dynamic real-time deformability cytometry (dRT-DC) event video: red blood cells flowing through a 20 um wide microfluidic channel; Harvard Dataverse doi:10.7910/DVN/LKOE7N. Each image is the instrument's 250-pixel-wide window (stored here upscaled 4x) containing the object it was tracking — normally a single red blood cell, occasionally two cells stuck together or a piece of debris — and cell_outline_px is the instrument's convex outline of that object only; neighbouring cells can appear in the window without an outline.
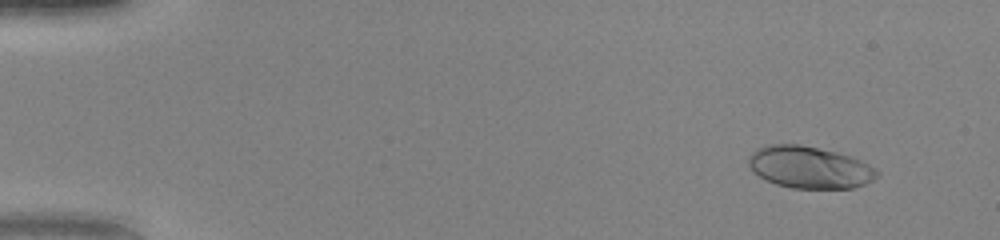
{"species": "human", "species_latin": "Homo sapiens", "temperature_condition": "warm", "stored_images_in_passage": 51, "camera_frame_rate_fps": 3000, "um_per_image_px": 0.085, "donor": {"sex": "female"}, "frame": {"image": 1, "passage_image": 5, "time_ms": 1.333, "image_size_px": [1000, 240], "cell_outline_px": [[880, 172], [872, 180], [864, 184], [852, 188], [792, 188], [776, 184], [752, 172], [748, 164], [748, 156], [756, 148], [772, 144], [800, 144], [836, 152], [860, 160], [876, 168]], "centroid_in_image_um": [68.78, 14.22], "position_along_channel_um": 16.2, "area_um2": 31.33}}
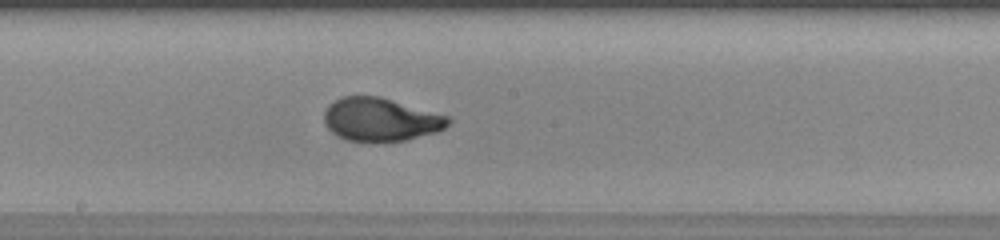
{"frame": {"image": 2, "passage_image": 29, "time_ms": 9.333, "image_size_px": [1000, 240], "cell_outline_px": [[452, 120], [444, 128], [436, 132], [408, 140], [348, 140], [332, 132], [328, 128], [324, 120], [324, 112], [328, 104], [344, 96], [380, 96], [452, 116]], "centroid_in_image_um": [32.41, 10.13], "position_along_channel_um": 215.8, "area_um2": 31.15}}
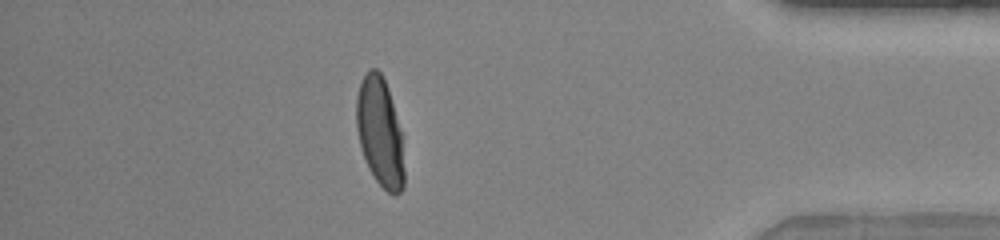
{"frame": {"image": 3, "passage_image": 45, "time_ms": 14.667, "image_size_px": [1000, 240], "cell_outline_px": [[404, 188], [396, 196], [392, 196], [376, 180], [368, 168], [360, 144], [356, 128], [356, 96], [360, 80], [368, 68], [376, 68], [380, 72], [388, 88], [400, 132], [404, 168]], "centroid_in_image_um": [32.27, 11.23], "position_along_channel_um": 402.9, "area_um2": 30.23}, "authors_computed_cell_mechanics": {"area_um2": 31.1542, "velocity_mm_per_s": 4.1519, "shape_relaxation_time_tau1_ms": 5.8039, "shape_relaxation_time_tau2_ms": null, "deformation_change_tau1": 0.2792, "deformation_change_tau2": null}}